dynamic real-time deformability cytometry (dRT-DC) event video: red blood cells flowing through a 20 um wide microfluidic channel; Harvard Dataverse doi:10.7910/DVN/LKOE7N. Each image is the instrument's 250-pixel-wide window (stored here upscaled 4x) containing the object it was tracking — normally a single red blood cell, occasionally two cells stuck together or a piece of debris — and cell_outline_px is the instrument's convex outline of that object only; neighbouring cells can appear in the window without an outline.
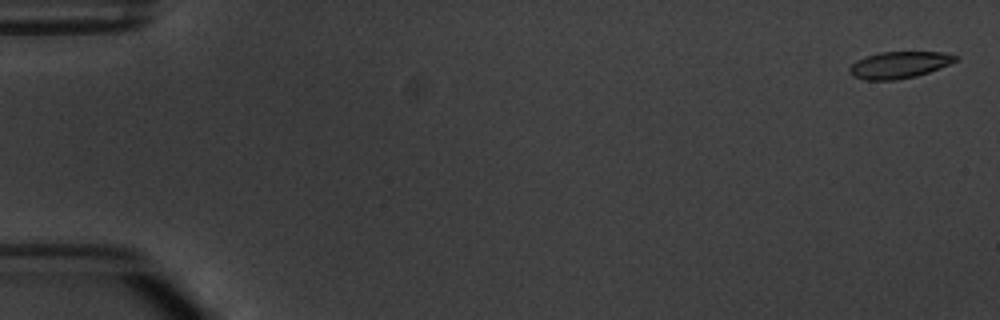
{"species": "common noctule bat (a hibernating species)", "species_latin": "Nyctalus noctula", "temperature_condition": "warm", "stored_images_in_passage": 6, "camera_frame_rate_fps": 3000, "um_per_image_px": 0.085, "animal": {"sex": "male", "body_mass_g": 20.1, "forearm_length_mm": 53.5}, "frame": {"image": 1, "passage_image": 1, "time_ms": 0.0, "image_size_px": [1000, 320], "cell_outline_px": [[960, 56], [956, 60], [948, 64], [928, 72], [916, 76], [896, 80], [864, 80], [852, 76], [848, 72], [848, 68], [856, 60], [880, 52], [940, 52]], "centroid_in_image_um": [76.38, 5.52], "position_along_channel_um": 8.6, "area_um2": 16.42}}
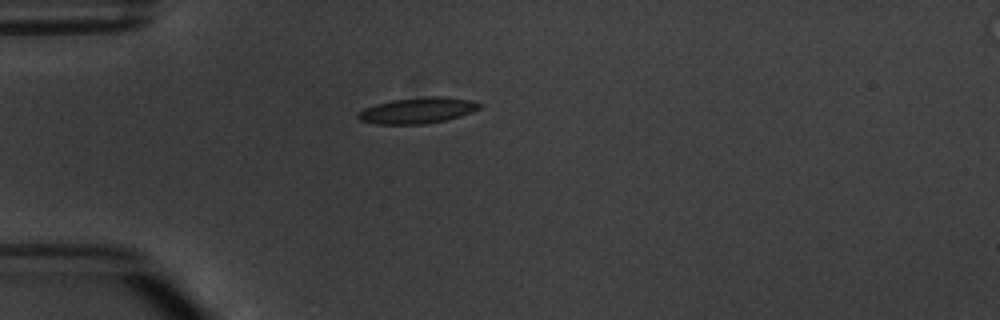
{"frame": {"image": 2, "passage_image": 5, "time_ms": 4.667, "image_size_px": [1000, 320], "cell_outline_px": [[484, 104], [480, 108], [472, 112], [460, 116], [428, 124], [376, 124], [360, 120], [356, 116], [364, 108], [376, 104], [392, 100], [428, 96], [440, 96], [472, 100]], "centroid_in_image_um": [35.52, 9.38], "position_along_channel_um": 49.5, "area_um2": 18.38}}